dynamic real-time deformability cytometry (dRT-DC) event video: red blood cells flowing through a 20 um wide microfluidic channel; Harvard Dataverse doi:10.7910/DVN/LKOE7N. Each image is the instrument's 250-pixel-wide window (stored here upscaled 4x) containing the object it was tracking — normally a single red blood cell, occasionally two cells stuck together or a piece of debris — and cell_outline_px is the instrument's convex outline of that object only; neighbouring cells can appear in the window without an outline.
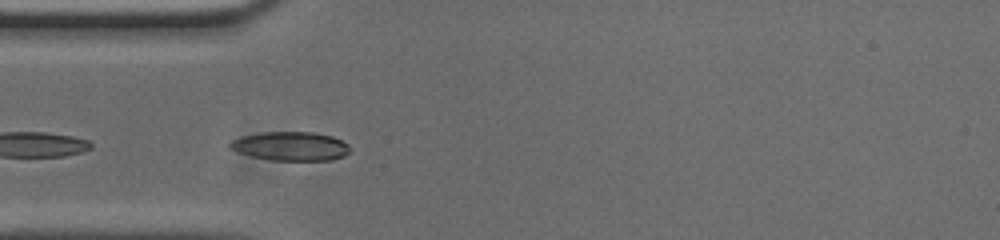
{"species": "common noctule bat (a hibernating species)", "species_latin": "Nyctalus noctula", "temperature_condition": "cold", "stored_images_in_passage": 15, "camera_frame_rate_fps": 3000, "um_per_image_px": 0.085, "animal": {"sex": "male", "body_mass_g": 20.0, "forearm_length_mm": 53.3}, "frame": {"image": 1, "passage_image": 5, "time_ms": 1.333, "image_size_px": [1000, 240], "cell_outline_px": [[348, 152], [344, 156], [332, 160], [272, 160], [252, 156], [228, 148], [228, 144], [232, 140], [240, 136], [264, 132], [312, 132], [332, 136], [348, 144]], "centroid_in_image_um": [24.68, 12.42], "position_along_channel_um": 60.3, "area_um2": 20.06}}
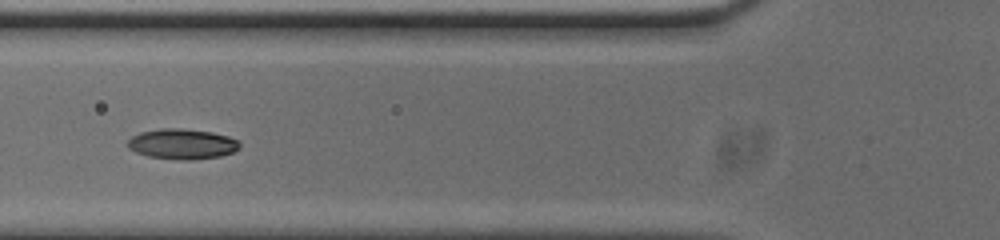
{"frame": {"image": 2, "passage_image": 9, "time_ms": 2.667, "image_size_px": [1000, 240], "cell_outline_px": [[240, 148], [232, 152], [220, 156], [192, 160], [188, 160], [148, 156], [136, 152], [128, 148], [128, 140], [132, 136], [140, 132], [160, 128], [180, 128], [212, 132], [228, 136], [236, 140], [240, 144]], "centroid_in_image_um": [15.48, 12.23], "position_along_channel_um": 110.3, "area_um2": 19.65}}